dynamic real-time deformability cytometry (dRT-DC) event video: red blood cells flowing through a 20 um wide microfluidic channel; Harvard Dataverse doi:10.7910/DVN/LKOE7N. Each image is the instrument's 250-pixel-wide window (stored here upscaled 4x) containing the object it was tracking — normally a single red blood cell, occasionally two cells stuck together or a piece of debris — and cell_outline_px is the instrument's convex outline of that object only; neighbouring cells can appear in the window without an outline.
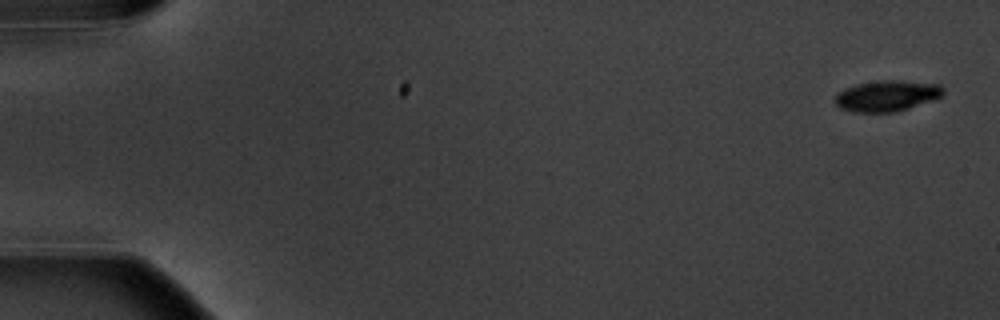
{"species": "common noctule bat (a hibernating species)", "species_latin": "Nyctalus noctula", "temperature_condition": "warm", "stored_images_in_passage": 6, "camera_frame_rate_fps": 3000, "um_per_image_px": 0.085, "animal": {"sex": "male", "body_mass_g": 20.1, "forearm_length_mm": 53.5}, "frame": {"image": 1, "passage_image": 1, "time_ms": 0.0, "image_size_px": [1000, 320], "cell_outline_px": [[944, 96], [896, 112], [856, 112], [840, 108], [836, 104], [836, 92], [844, 88], [856, 84], [880, 80], [892, 80], [940, 84], [944, 88]], "centroid_in_image_um": [75.39, 8.14], "position_along_channel_um": 9.6, "area_um2": 19.48}}
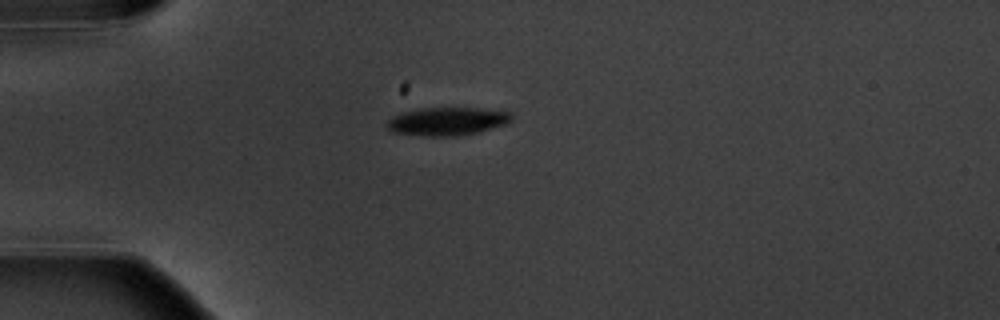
{"frame": {"image": 2, "passage_image": 4, "time_ms": 4.667, "image_size_px": [1000, 320], "cell_outline_px": [[512, 120], [504, 124], [480, 132], [456, 136], [424, 136], [392, 132], [388, 128], [388, 120], [392, 116], [404, 112], [424, 108], [476, 108], [512, 112]], "centroid_in_image_um": [38.03, 10.32], "position_along_channel_um": 47.0, "area_um2": 20.29}}